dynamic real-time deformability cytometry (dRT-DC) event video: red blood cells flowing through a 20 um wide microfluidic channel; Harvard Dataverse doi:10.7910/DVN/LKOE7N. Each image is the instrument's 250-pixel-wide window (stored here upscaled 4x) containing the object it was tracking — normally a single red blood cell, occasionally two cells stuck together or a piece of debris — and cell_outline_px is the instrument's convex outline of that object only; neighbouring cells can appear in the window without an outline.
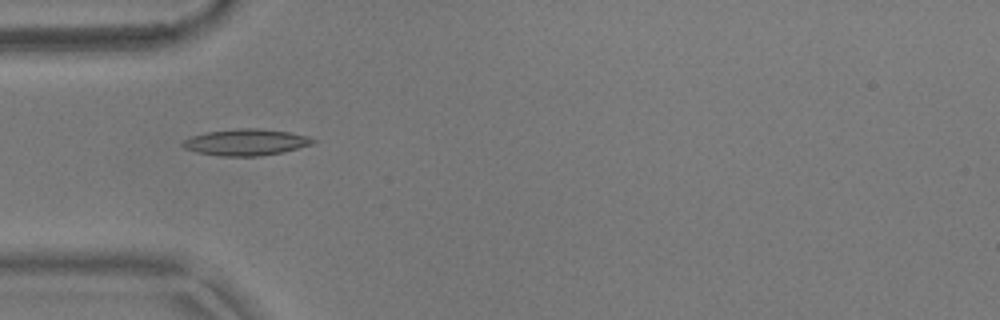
{"species": "common noctule bat (a hibernating species)", "species_latin": "Nyctalus noctula", "temperature_condition": "warm", "stored_images_in_passage": 47, "camera_frame_rate_fps": 3000, "um_per_image_px": 0.085, "animal": {"sex": "male", "body_mass_g": 17.9}, "frame": {"image": 1, "passage_image": 9, "time_ms": 2.667, "image_size_px": [1000, 320], "cell_outline_px": [[316, 140], [312, 144], [284, 152], [260, 156], [220, 156], [196, 152], [184, 148], [180, 144], [184, 140], [192, 136], [208, 132], [236, 128], [256, 128], [288, 132], [308, 136]], "centroid_in_image_um": [20.9, 12.09], "position_along_channel_um": 64.1, "area_um2": 20.0}}
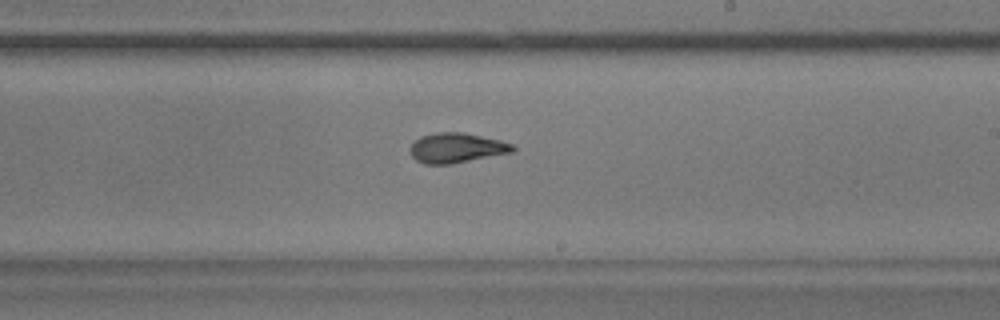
{"frame": {"image": 2, "passage_image": 24, "time_ms": 7.667, "image_size_px": [1000, 320], "cell_outline_px": [[516, 148], [512, 152], [452, 164], [424, 164], [416, 160], [412, 156], [412, 144], [420, 136], [436, 132], [464, 132], [500, 140], [512, 144]], "centroid_in_image_um": [38.82, 12.57], "position_along_channel_um": 250.2, "area_um2": 17.74}}
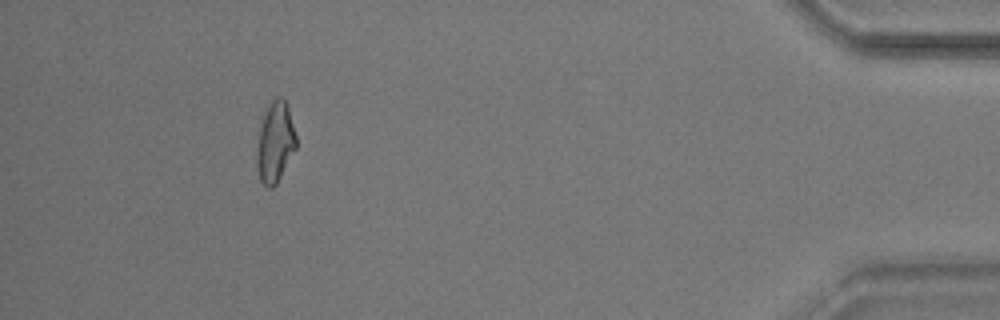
{"frame": {"image": 3, "passage_image": 42, "time_ms": 13.667, "image_size_px": [1000, 320], "cell_outline_px": [[296, 148], [276, 184], [272, 188], [268, 188], [260, 180], [256, 164], [256, 152], [260, 128], [264, 112], [272, 100], [276, 96], [280, 96], [288, 104], [296, 136]], "centroid_in_image_um": [23.39, 12.07], "position_along_channel_um": 411.8, "area_um2": 18.44}, "authors_computed_cell_mechanics": {"area_um2": 17.7446, "velocity_mm_per_s": 3.7206, "shape_relaxation_time_tau1_ms": 5.5312, "shape_relaxation_time_tau2_ms": 3.0587, "deformation_change_tau1": 0.1851, "deformation_change_tau2": 0.099}}